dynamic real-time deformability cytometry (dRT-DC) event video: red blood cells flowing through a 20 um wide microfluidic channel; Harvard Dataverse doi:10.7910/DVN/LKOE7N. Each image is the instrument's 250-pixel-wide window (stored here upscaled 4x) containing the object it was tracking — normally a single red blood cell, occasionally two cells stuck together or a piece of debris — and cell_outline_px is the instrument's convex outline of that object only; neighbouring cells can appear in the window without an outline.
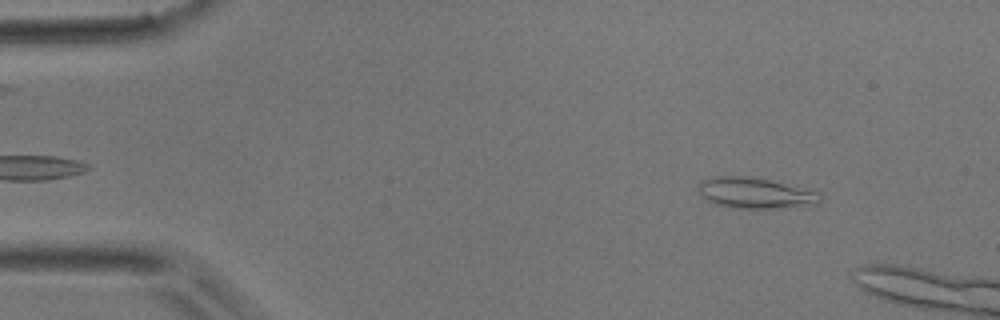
{"species": "common noctule bat (a hibernating species)", "species_latin": "Nyctalus noctula", "temperature_condition": "room temperature", "stored_images_in_passage": 13, "camera_frame_rate_fps": 3000, "um_per_image_px": 0.085, "animal": {"sex": "male", "body_mass_g": 17.9}, "frame": {"image": 1, "passage_image": 4, "time_ms": 1.0, "image_size_px": [1000, 320], "cell_outline_px": [[820, 200], [816, 204], [772, 208], [736, 208], [716, 204], [708, 200], [700, 192], [700, 180], [712, 176], [752, 176], [772, 180], [816, 192], [820, 196]], "centroid_in_image_um": [64.15, 16.39], "position_along_channel_um": 20.9, "area_um2": 21.44}}